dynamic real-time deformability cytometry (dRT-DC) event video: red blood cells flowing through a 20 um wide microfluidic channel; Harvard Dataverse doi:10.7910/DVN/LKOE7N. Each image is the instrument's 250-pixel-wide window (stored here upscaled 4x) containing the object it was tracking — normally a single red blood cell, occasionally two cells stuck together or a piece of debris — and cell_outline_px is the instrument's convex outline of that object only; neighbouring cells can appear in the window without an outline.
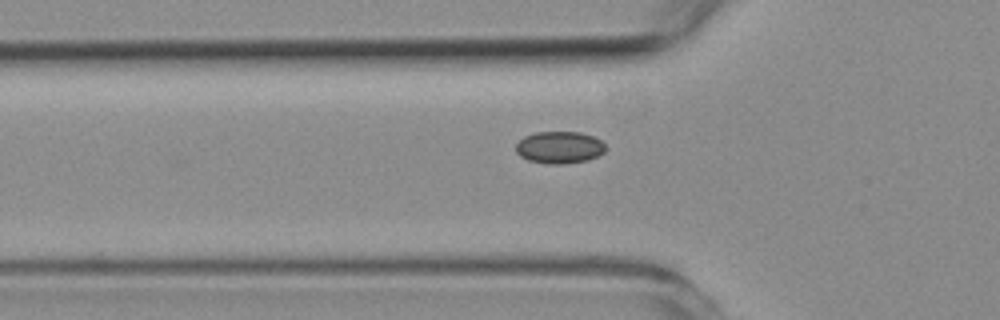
{"species": "common noctule bat (a hibernating species)", "species_latin": "Nyctalus noctula", "temperature_condition": "room temperature", "stored_images_in_passage": 30, "camera_frame_rate_fps": 3000, "um_per_image_px": 0.085, "animal": {"sex": "female", "body_mass_g": 19.3, "forearm_length_mm": 54.1}, "frame": {"image": 1, "passage_image": 5, "time_ms": 1.333, "image_size_px": [1000, 320], "cell_outline_px": [[604, 152], [588, 160], [560, 164], [548, 164], [528, 160], [520, 156], [516, 152], [516, 144], [524, 136], [536, 132], [580, 132], [592, 136], [600, 140], [604, 144]], "centroid_in_image_um": [47.52, 12.53], "position_along_channel_um": 78.3, "area_um2": 16.65}}
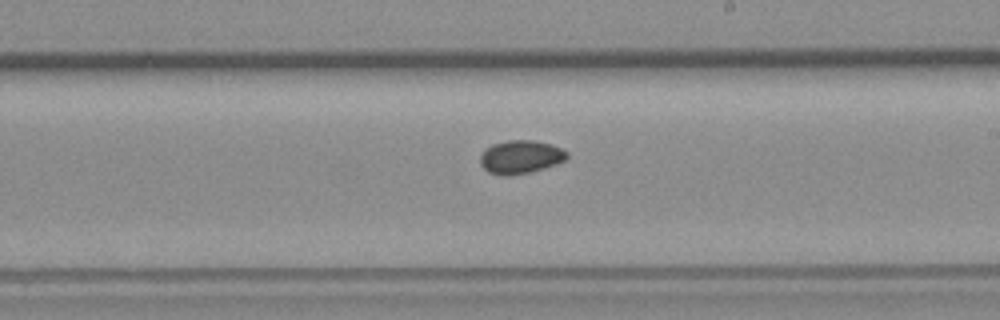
{"frame": {"image": 2, "passage_image": 19, "time_ms": 6.0, "image_size_px": [1000, 320], "cell_outline_px": [[568, 156], [564, 160], [556, 164], [544, 168], [528, 172], [508, 176], [504, 176], [488, 172], [480, 164], [480, 156], [484, 148], [492, 144], [508, 140], [532, 140], [552, 144], [568, 152]], "centroid_in_image_um": [44.22, 13.33], "position_along_channel_um": 244.8, "area_um2": 16.88}}
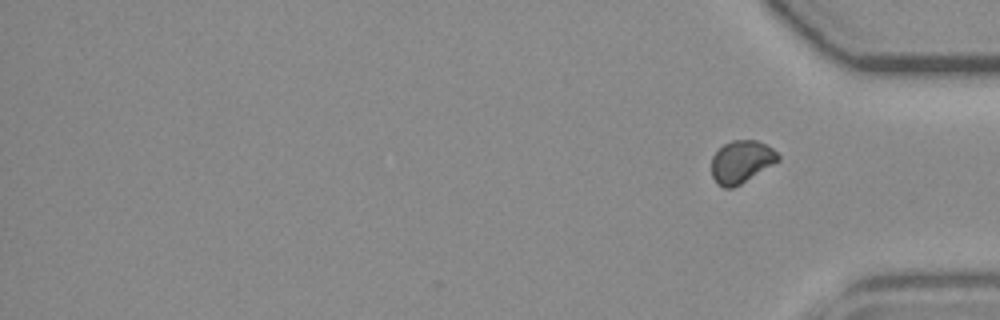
{"frame": {"image": 3, "passage_image": 30, "time_ms": 9.667, "image_size_px": [1000, 320], "cell_outline_px": [[780, 160], [740, 184], [732, 188], [724, 188], [716, 184], [712, 176], [712, 156], [724, 144], [732, 140], [756, 140], [772, 148], [780, 156]], "centroid_in_image_um": [63.0, 13.75], "position_along_channel_um": 372.2, "area_um2": 16.36}, "authors_computed_cell_mechanics": {"area_um2": 16.3863, "velocity_mm_per_s": 3.5567, "shape_relaxation_time_tau1_ms": null, "shape_relaxation_time_tau2_ms": 9.9418, "deformation_change_tau1": null, "deformation_change_tau2": 0.071}}